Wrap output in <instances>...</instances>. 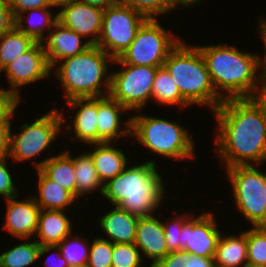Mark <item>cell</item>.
Wrapping results in <instances>:
<instances>
[{
	"label": "cell",
	"instance_id": "cell-1",
	"mask_svg": "<svg viewBox=\"0 0 266 267\" xmlns=\"http://www.w3.org/2000/svg\"><path fill=\"white\" fill-rule=\"evenodd\" d=\"M213 112L219 124L217 152L226 168L266 161V118L253 98L226 99Z\"/></svg>",
	"mask_w": 266,
	"mask_h": 267
},
{
	"label": "cell",
	"instance_id": "cell-2",
	"mask_svg": "<svg viewBox=\"0 0 266 267\" xmlns=\"http://www.w3.org/2000/svg\"><path fill=\"white\" fill-rule=\"evenodd\" d=\"M197 47L206 63L216 93L224 100L252 98L257 89L259 91L266 85L261 73L255 76L259 70V56L240 52L227 44ZM258 81L263 83L260 88ZM218 89L229 93L224 97Z\"/></svg>",
	"mask_w": 266,
	"mask_h": 267
},
{
	"label": "cell",
	"instance_id": "cell-3",
	"mask_svg": "<svg viewBox=\"0 0 266 267\" xmlns=\"http://www.w3.org/2000/svg\"><path fill=\"white\" fill-rule=\"evenodd\" d=\"M155 166L151 160L127 169L125 167L104 184L102 195L114 206L133 215L151 216L164 197L163 181Z\"/></svg>",
	"mask_w": 266,
	"mask_h": 267
},
{
	"label": "cell",
	"instance_id": "cell-4",
	"mask_svg": "<svg viewBox=\"0 0 266 267\" xmlns=\"http://www.w3.org/2000/svg\"><path fill=\"white\" fill-rule=\"evenodd\" d=\"M163 66L172 76L182 97L190 105H210L214 111L224 101L213 87L198 47L189 48L180 41L167 56Z\"/></svg>",
	"mask_w": 266,
	"mask_h": 267
},
{
	"label": "cell",
	"instance_id": "cell-5",
	"mask_svg": "<svg viewBox=\"0 0 266 267\" xmlns=\"http://www.w3.org/2000/svg\"><path fill=\"white\" fill-rule=\"evenodd\" d=\"M107 62H114V58L97 45H91L84 52L64 59L56 72L66 91V101L103 97L100 85L107 74Z\"/></svg>",
	"mask_w": 266,
	"mask_h": 267
},
{
	"label": "cell",
	"instance_id": "cell-6",
	"mask_svg": "<svg viewBox=\"0 0 266 267\" xmlns=\"http://www.w3.org/2000/svg\"><path fill=\"white\" fill-rule=\"evenodd\" d=\"M130 120V135H136L138 142L154 153L175 159L194 156V141L186 129L177 123L144 115L134 116Z\"/></svg>",
	"mask_w": 266,
	"mask_h": 267
},
{
	"label": "cell",
	"instance_id": "cell-7",
	"mask_svg": "<svg viewBox=\"0 0 266 267\" xmlns=\"http://www.w3.org/2000/svg\"><path fill=\"white\" fill-rule=\"evenodd\" d=\"M182 41L170 35L156 21L146 19L136 32L130 46L114 59L118 64H131L137 66H163L170 52Z\"/></svg>",
	"mask_w": 266,
	"mask_h": 267
},
{
	"label": "cell",
	"instance_id": "cell-8",
	"mask_svg": "<svg viewBox=\"0 0 266 267\" xmlns=\"http://www.w3.org/2000/svg\"><path fill=\"white\" fill-rule=\"evenodd\" d=\"M235 204L253 227L266 226V174L253 165L227 168Z\"/></svg>",
	"mask_w": 266,
	"mask_h": 267
},
{
	"label": "cell",
	"instance_id": "cell-9",
	"mask_svg": "<svg viewBox=\"0 0 266 267\" xmlns=\"http://www.w3.org/2000/svg\"><path fill=\"white\" fill-rule=\"evenodd\" d=\"M145 20L141 13L123 1H117L103 11L102 29L97 46L114 59L119 58L130 46Z\"/></svg>",
	"mask_w": 266,
	"mask_h": 267
},
{
	"label": "cell",
	"instance_id": "cell-10",
	"mask_svg": "<svg viewBox=\"0 0 266 267\" xmlns=\"http://www.w3.org/2000/svg\"><path fill=\"white\" fill-rule=\"evenodd\" d=\"M124 68L110 74L104 85L112 99L127 110L141 109L152 98V85L158 67L121 64Z\"/></svg>",
	"mask_w": 266,
	"mask_h": 267
},
{
	"label": "cell",
	"instance_id": "cell-11",
	"mask_svg": "<svg viewBox=\"0 0 266 267\" xmlns=\"http://www.w3.org/2000/svg\"><path fill=\"white\" fill-rule=\"evenodd\" d=\"M63 119V114L54 109L30 125L23 124L17 136L10 133L9 157L17 162L39 155L57 137Z\"/></svg>",
	"mask_w": 266,
	"mask_h": 267
},
{
	"label": "cell",
	"instance_id": "cell-12",
	"mask_svg": "<svg viewBox=\"0 0 266 267\" xmlns=\"http://www.w3.org/2000/svg\"><path fill=\"white\" fill-rule=\"evenodd\" d=\"M10 81V90H5L16 101L19 99L18 87L46 78L50 75L51 66L47 54L40 42H36L28 51L12 60L4 69Z\"/></svg>",
	"mask_w": 266,
	"mask_h": 267
},
{
	"label": "cell",
	"instance_id": "cell-13",
	"mask_svg": "<svg viewBox=\"0 0 266 267\" xmlns=\"http://www.w3.org/2000/svg\"><path fill=\"white\" fill-rule=\"evenodd\" d=\"M221 234L212 214L188 220L182 226V242L188 254L213 258Z\"/></svg>",
	"mask_w": 266,
	"mask_h": 267
},
{
	"label": "cell",
	"instance_id": "cell-14",
	"mask_svg": "<svg viewBox=\"0 0 266 267\" xmlns=\"http://www.w3.org/2000/svg\"><path fill=\"white\" fill-rule=\"evenodd\" d=\"M63 7L57 13L58 21L82 37L93 34L88 42L91 45H97L101 34L104 10L77 0Z\"/></svg>",
	"mask_w": 266,
	"mask_h": 267
},
{
	"label": "cell",
	"instance_id": "cell-15",
	"mask_svg": "<svg viewBox=\"0 0 266 267\" xmlns=\"http://www.w3.org/2000/svg\"><path fill=\"white\" fill-rule=\"evenodd\" d=\"M16 197L7 199L4 228L16 237L28 239L37 232L41 209L34 198L21 202Z\"/></svg>",
	"mask_w": 266,
	"mask_h": 267
},
{
	"label": "cell",
	"instance_id": "cell-16",
	"mask_svg": "<svg viewBox=\"0 0 266 267\" xmlns=\"http://www.w3.org/2000/svg\"><path fill=\"white\" fill-rule=\"evenodd\" d=\"M54 27L56 30L53 31L51 29L49 31L50 36L46 38L47 43L43 44V42H40L47 54L48 63L52 69L59 60L62 62L63 59L80 54L91 46L88 41L82 43V36L65 27L59 21L55 23Z\"/></svg>",
	"mask_w": 266,
	"mask_h": 267
},
{
	"label": "cell",
	"instance_id": "cell-17",
	"mask_svg": "<svg viewBox=\"0 0 266 267\" xmlns=\"http://www.w3.org/2000/svg\"><path fill=\"white\" fill-rule=\"evenodd\" d=\"M134 243L145 256L153 259L149 267L169 253L163 223L153 215L139 217Z\"/></svg>",
	"mask_w": 266,
	"mask_h": 267
},
{
	"label": "cell",
	"instance_id": "cell-18",
	"mask_svg": "<svg viewBox=\"0 0 266 267\" xmlns=\"http://www.w3.org/2000/svg\"><path fill=\"white\" fill-rule=\"evenodd\" d=\"M127 109L109 95L97 97V129L98 143H109L125 134H131V120L127 121V128L120 131L121 113Z\"/></svg>",
	"mask_w": 266,
	"mask_h": 267
},
{
	"label": "cell",
	"instance_id": "cell-19",
	"mask_svg": "<svg viewBox=\"0 0 266 267\" xmlns=\"http://www.w3.org/2000/svg\"><path fill=\"white\" fill-rule=\"evenodd\" d=\"M67 102L72 108L80 106L73 120L75 137L83 143H98L97 97L73 98Z\"/></svg>",
	"mask_w": 266,
	"mask_h": 267
},
{
	"label": "cell",
	"instance_id": "cell-20",
	"mask_svg": "<svg viewBox=\"0 0 266 267\" xmlns=\"http://www.w3.org/2000/svg\"><path fill=\"white\" fill-rule=\"evenodd\" d=\"M139 217L115 206L113 210L102 216L100 225L109 235L112 243L132 244L135 241Z\"/></svg>",
	"mask_w": 266,
	"mask_h": 267
},
{
	"label": "cell",
	"instance_id": "cell-21",
	"mask_svg": "<svg viewBox=\"0 0 266 267\" xmlns=\"http://www.w3.org/2000/svg\"><path fill=\"white\" fill-rule=\"evenodd\" d=\"M36 169H39L47 178L57 183L76 198V176L73 158L68 151L46 158L40 163L35 162Z\"/></svg>",
	"mask_w": 266,
	"mask_h": 267
},
{
	"label": "cell",
	"instance_id": "cell-22",
	"mask_svg": "<svg viewBox=\"0 0 266 267\" xmlns=\"http://www.w3.org/2000/svg\"><path fill=\"white\" fill-rule=\"evenodd\" d=\"M111 144V142L94 143L96 149L88 153L102 183L116 177L127 166L125 154L122 150L111 147Z\"/></svg>",
	"mask_w": 266,
	"mask_h": 267
},
{
	"label": "cell",
	"instance_id": "cell-23",
	"mask_svg": "<svg viewBox=\"0 0 266 267\" xmlns=\"http://www.w3.org/2000/svg\"><path fill=\"white\" fill-rule=\"evenodd\" d=\"M70 220L64 211L41 210L38 220L37 241L40 246L58 245L72 233Z\"/></svg>",
	"mask_w": 266,
	"mask_h": 267
},
{
	"label": "cell",
	"instance_id": "cell-24",
	"mask_svg": "<svg viewBox=\"0 0 266 267\" xmlns=\"http://www.w3.org/2000/svg\"><path fill=\"white\" fill-rule=\"evenodd\" d=\"M39 194L33 196L41 210L65 211V207L75 201V197L66 189L47 178L39 169Z\"/></svg>",
	"mask_w": 266,
	"mask_h": 267
},
{
	"label": "cell",
	"instance_id": "cell-25",
	"mask_svg": "<svg viewBox=\"0 0 266 267\" xmlns=\"http://www.w3.org/2000/svg\"><path fill=\"white\" fill-rule=\"evenodd\" d=\"M216 267H238L247 258V231L239 237L220 236L214 254Z\"/></svg>",
	"mask_w": 266,
	"mask_h": 267
},
{
	"label": "cell",
	"instance_id": "cell-26",
	"mask_svg": "<svg viewBox=\"0 0 266 267\" xmlns=\"http://www.w3.org/2000/svg\"><path fill=\"white\" fill-rule=\"evenodd\" d=\"M36 42L15 26L0 36V67L3 70L12 60L28 51Z\"/></svg>",
	"mask_w": 266,
	"mask_h": 267
},
{
	"label": "cell",
	"instance_id": "cell-27",
	"mask_svg": "<svg viewBox=\"0 0 266 267\" xmlns=\"http://www.w3.org/2000/svg\"><path fill=\"white\" fill-rule=\"evenodd\" d=\"M73 164L76 176V199L86 192L95 191L99 187L100 193H103L104 184L99 179L89 154L84 153L73 158Z\"/></svg>",
	"mask_w": 266,
	"mask_h": 267
},
{
	"label": "cell",
	"instance_id": "cell-28",
	"mask_svg": "<svg viewBox=\"0 0 266 267\" xmlns=\"http://www.w3.org/2000/svg\"><path fill=\"white\" fill-rule=\"evenodd\" d=\"M152 98L158 103L165 105L180 104L181 106L190 105L181 95L172 76L164 66L158 67L152 85Z\"/></svg>",
	"mask_w": 266,
	"mask_h": 267
},
{
	"label": "cell",
	"instance_id": "cell-29",
	"mask_svg": "<svg viewBox=\"0 0 266 267\" xmlns=\"http://www.w3.org/2000/svg\"><path fill=\"white\" fill-rule=\"evenodd\" d=\"M68 237L70 238V236L65 237L58 245L40 246L39 257L51 249H57V251H59L57 253L58 256L60 257L62 255L68 261L69 267L86 266L90 246H87L86 242L80 241L79 236H75L73 239L74 241H72V239L70 240Z\"/></svg>",
	"mask_w": 266,
	"mask_h": 267
},
{
	"label": "cell",
	"instance_id": "cell-30",
	"mask_svg": "<svg viewBox=\"0 0 266 267\" xmlns=\"http://www.w3.org/2000/svg\"><path fill=\"white\" fill-rule=\"evenodd\" d=\"M48 8L49 7L39 8V9H30V12H29L30 14L28 13V16H27L28 17L27 20L29 22L30 27L26 28V26H24V24H23L24 16H16L14 26L19 31L23 32L26 36L31 37L35 42H43L44 38H46L45 35L43 34V32L45 30L44 27H47V30L50 31L51 27L53 28L55 23L58 21V14H56V16H54L52 18V14L50 13ZM33 12H35V14L37 12H39L40 14L42 13V15L40 16L41 17L40 20H37L38 24L36 26H35V23L37 21L35 23H33L34 19L31 20V18L33 16ZM29 15H30V17H29Z\"/></svg>",
	"mask_w": 266,
	"mask_h": 267
},
{
	"label": "cell",
	"instance_id": "cell-31",
	"mask_svg": "<svg viewBox=\"0 0 266 267\" xmlns=\"http://www.w3.org/2000/svg\"><path fill=\"white\" fill-rule=\"evenodd\" d=\"M40 244L23 243L0 255V267H27L39 258Z\"/></svg>",
	"mask_w": 266,
	"mask_h": 267
},
{
	"label": "cell",
	"instance_id": "cell-32",
	"mask_svg": "<svg viewBox=\"0 0 266 267\" xmlns=\"http://www.w3.org/2000/svg\"><path fill=\"white\" fill-rule=\"evenodd\" d=\"M247 264L266 267V226L253 227L247 231Z\"/></svg>",
	"mask_w": 266,
	"mask_h": 267
},
{
	"label": "cell",
	"instance_id": "cell-33",
	"mask_svg": "<svg viewBox=\"0 0 266 267\" xmlns=\"http://www.w3.org/2000/svg\"><path fill=\"white\" fill-rule=\"evenodd\" d=\"M123 2L146 19H155L154 15L167 13L178 5L176 0H123Z\"/></svg>",
	"mask_w": 266,
	"mask_h": 267
},
{
	"label": "cell",
	"instance_id": "cell-34",
	"mask_svg": "<svg viewBox=\"0 0 266 267\" xmlns=\"http://www.w3.org/2000/svg\"><path fill=\"white\" fill-rule=\"evenodd\" d=\"M111 261L112 267H141L143 257L135 243H113Z\"/></svg>",
	"mask_w": 266,
	"mask_h": 267
},
{
	"label": "cell",
	"instance_id": "cell-35",
	"mask_svg": "<svg viewBox=\"0 0 266 267\" xmlns=\"http://www.w3.org/2000/svg\"><path fill=\"white\" fill-rule=\"evenodd\" d=\"M113 243L96 238L89 249L87 267H112Z\"/></svg>",
	"mask_w": 266,
	"mask_h": 267
},
{
	"label": "cell",
	"instance_id": "cell-36",
	"mask_svg": "<svg viewBox=\"0 0 266 267\" xmlns=\"http://www.w3.org/2000/svg\"><path fill=\"white\" fill-rule=\"evenodd\" d=\"M185 218V216L181 219L180 217H177L172 221L174 222L173 224L168 222L167 224L163 223L168 252L184 250V242H182V226L188 221Z\"/></svg>",
	"mask_w": 266,
	"mask_h": 267
},
{
	"label": "cell",
	"instance_id": "cell-37",
	"mask_svg": "<svg viewBox=\"0 0 266 267\" xmlns=\"http://www.w3.org/2000/svg\"><path fill=\"white\" fill-rule=\"evenodd\" d=\"M6 158H0V195L7 199L18 196L17 189L14 187L11 174L6 167Z\"/></svg>",
	"mask_w": 266,
	"mask_h": 267
},
{
	"label": "cell",
	"instance_id": "cell-38",
	"mask_svg": "<svg viewBox=\"0 0 266 267\" xmlns=\"http://www.w3.org/2000/svg\"><path fill=\"white\" fill-rule=\"evenodd\" d=\"M14 18L22 16L30 9L50 7L48 0H8Z\"/></svg>",
	"mask_w": 266,
	"mask_h": 267
},
{
	"label": "cell",
	"instance_id": "cell-39",
	"mask_svg": "<svg viewBox=\"0 0 266 267\" xmlns=\"http://www.w3.org/2000/svg\"><path fill=\"white\" fill-rule=\"evenodd\" d=\"M17 106L0 122V158L9 156L11 118Z\"/></svg>",
	"mask_w": 266,
	"mask_h": 267
},
{
	"label": "cell",
	"instance_id": "cell-40",
	"mask_svg": "<svg viewBox=\"0 0 266 267\" xmlns=\"http://www.w3.org/2000/svg\"><path fill=\"white\" fill-rule=\"evenodd\" d=\"M188 257L184 250L169 252L165 257L159 259L151 267H184L183 261Z\"/></svg>",
	"mask_w": 266,
	"mask_h": 267
},
{
	"label": "cell",
	"instance_id": "cell-41",
	"mask_svg": "<svg viewBox=\"0 0 266 267\" xmlns=\"http://www.w3.org/2000/svg\"><path fill=\"white\" fill-rule=\"evenodd\" d=\"M15 18L8 0H0V36L14 27Z\"/></svg>",
	"mask_w": 266,
	"mask_h": 267
},
{
	"label": "cell",
	"instance_id": "cell-42",
	"mask_svg": "<svg viewBox=\"0 0 266 267\" xmlns=\"http://www.w3.org/2000/svg\"><path fill=\"white\" fill-rule=\"evenodd\" d=\"M184 267H216L213 258H206L188 254V257L182 262Z\"/></svg>",
	"mask_w": 266,
	"mask_h": 267
},
{
	"label": "cell",
	"instance_id": "cell-43",
	"mask_svg": "<svg viewBox=\"0 0 266 267\" xmlns=\"http://www.w3.org/2000/svg\"><path fill=\"white\" fill-rule=\"evenodd\" d=\"M16 101L11 95L0 93V122L16 107Z\"/></svg>",
	"mask_w": 266,
	"mask_h": 267
},
{
	"label": "cell",
	"instance_id": "cell-44",
	"mask_svg": "<svg viewBox=\"0 0 266 267\" xmlns=\"http://www.w3.org/2000/svg\"><path fill=\"white\" fill-rule=\"evenodd\" d=\"M259 30H260L261 35H262V38L264 40V43H265V51H266V20H263V19L261 20V24H260ZM265 54H266V52H265ZM259 67H260V73L262 74V76L266 80V56L262 60L259 57Z\"/></svg>",
	"mask_w": 266,
	"mask_h": 267
},
{
	"label": "cell",
	"instance_id": "cell-45",
	"mask_svg": "<svg viewBox=\"0 0 266 267\" xmlns=\"http://www.w3.org/2000/svg\"><path fill=\"white\" fill-rule=\"evenodd\" d=\"M77 1L94 6V7H98L104 10L108 6L116 3L118 0H77Z\"/></svg>",
	"mask_w": 266,
	"mask_h": 267
},
{
	"label": "cell",
	"instance_id": "cell-46",
	"mask_svg": "<svg viewBox=\"0 0 266 267\" xmlns=\"http://www.w3.org/2000/svg\"><path fill=\"white\" fill-rule=\"evenodd\" d=\"M262 108L263 113L266 118V85L259 90L253 97H252Z\"/></svg>",
	"mask_w": 266,
	"mask_h": 267
},
{
	"label": "cell",
	"instance_id": "cell-47",
	"mask_svg": "<svg viewBox=\"0 0 266 267\" xmlns=\"http://www.w3.org/2000/svg\"><path fill=\"white\" fill-rule=\"evenodd\" d=\"M72 1H76V0H48L49 5L52 6H59V7H63L69 3H71Z\"/></svg>",
	"mask_w": 266,
	"mask_h": 267
},
{
	"label": "cell",
	"instance_id": "cell-48",
	"mask_svg": "<svg viewBox=\"0 0 266 267\" xmlns=\"http://www.w3.org/2000/svg\"><path fill=\"white\" fill-rule=\"evenodd\" d=\"M61 257H62V259L60 260L61 263L58 261L59 263L56 266L57 267H69L68 261L63 256H61ZM46 261H48V260H46ZM47 263H46V266H48V267H54L55 266V265L51 266V265H49L50 263L49 264H47Z\"/></svg>",
	"mask_w": 266,
	"mask_h": 267
},
{
	"label": "cell",
	"instance_id": "cell-49",
	"mask_svg": "<svg viewBox=\"0 0 266 267\" xmlns=\"http://www.w3.org/2000/svg\"><path fill=\"white\" fill-rule=\"evenodd\" d=\"M176 1H177L178 5L182 4L185 7H188L189 5H192L194 3L196 4L200 0H176Z\"/></svg>",
	"mask_w": 266,
	"mask_h": 267
},
{
	"label": "cell",
	"instance_id": "cell-50",
	"mask_svg": "<svg viewBox=\"0 0 266 267\" xmlns=\"http://www.w3.org/2000/svg\"><path fill=\"white\" fill-rule=\"evenodd\" d=\"M245 267H263V266H256V265L247 264Z\"/></svg>",
	"mask_w": 266,
	"mask_h": 267
},
{
	"label": "cell",
	"instance_id": "cell-51",
	"mask_svg": "<svg viewBox=\"0 0 266 267\" xmlns=\"http://www.w3.org/2000/svg\"><path fill=\"white\" fill-rule=\"evenodd\" d=\"M1 71H3V70H2L1 67H0V72H1ZM0 93H5V89H4V88L0 89Z\"/></svg>",
	"mask_w": 266,
	"mask_h": 267
}]
</instances>
